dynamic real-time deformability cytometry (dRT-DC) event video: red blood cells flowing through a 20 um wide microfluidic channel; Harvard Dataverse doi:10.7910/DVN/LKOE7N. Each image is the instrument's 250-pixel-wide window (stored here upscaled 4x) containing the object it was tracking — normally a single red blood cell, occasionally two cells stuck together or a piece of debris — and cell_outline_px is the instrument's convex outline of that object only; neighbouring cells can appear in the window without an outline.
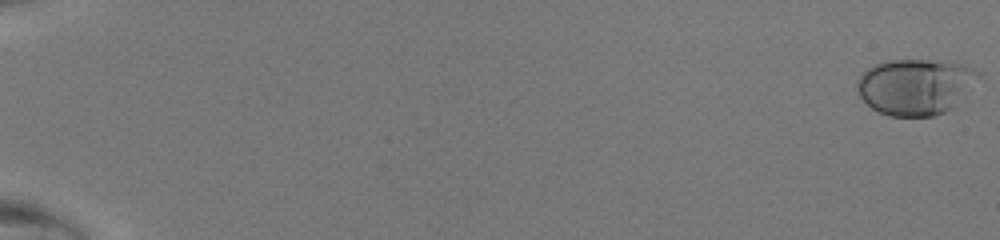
{"species": "human", "species_latin": "Homo sapiens", "temperature_condition": "room temperature", "stored_images_in_passage": 49, "camera_frame_rate_fps": 3000, "um_per_image_px": 0.085, "donor": {"sex": "male"}, "frame": {"image": 1, "passage_image": 1, "time_ms": 0.0, "image_size_px": [1000, 240], "cell_outline_px": [[980, 76], [964, 108], [932, 116], [888, 116], [872, 108], [860, 96], [856, 88], [856, 84], [860, 76], [868, 68], [884, 60], [956, 60], [972, 68]], "centroid_in_image_um": [77.96, 7.38], "position_along_channel_um": 7.0, "area_um2": 41.21}}
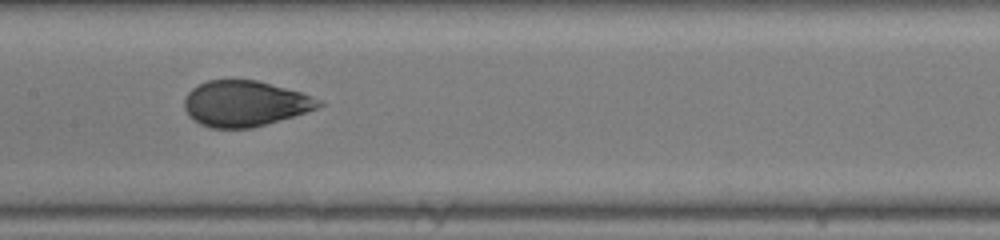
{"frame": {"image": 2, "passage_image": 28, "time_ms": 9.0, "image_size_px": [1000, 240], "cell_outline_px": [[324, 104], [316, 108], [292, 116], [252, 128], [212, 128], [200, 124], [188, 116], [184, 108], [184, 96], [192, 88], [208, 80], [256, 80], [300, 92], [320, 100]], "centroid_in_image_um": [20.76, 8.8], "position_along_channel_um": 186.6, "area_um2": 35.43}}
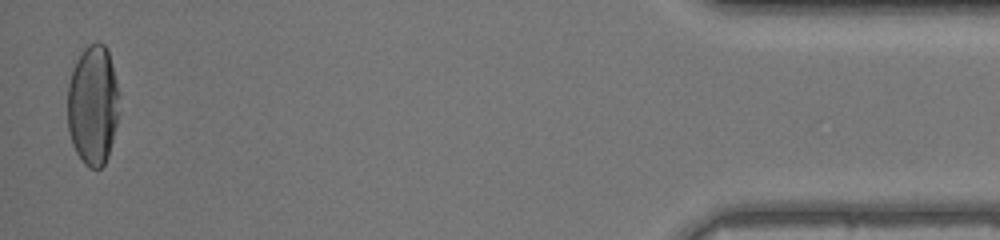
{"frame": {"image": 3, "passage_image": 49, "time_ms": 16.0, "image_size_px": [1000, 240], "cell_outline_px": [[120, 112], [108, 156], [104, 164], [100, 168], [88, 168], [84, 164], [76, 152], [72, 144], [68, 128], [68, 84], [72, 68], [76, 60], [84, 48], [88, 44], [96, 40], [104, 44], [108, 52], [112, 64], [120, 96]], "centroid_in_image_um": [7.91, 8.92], "position_along_channel_um": 427.3, "area_um2": 36.7}}